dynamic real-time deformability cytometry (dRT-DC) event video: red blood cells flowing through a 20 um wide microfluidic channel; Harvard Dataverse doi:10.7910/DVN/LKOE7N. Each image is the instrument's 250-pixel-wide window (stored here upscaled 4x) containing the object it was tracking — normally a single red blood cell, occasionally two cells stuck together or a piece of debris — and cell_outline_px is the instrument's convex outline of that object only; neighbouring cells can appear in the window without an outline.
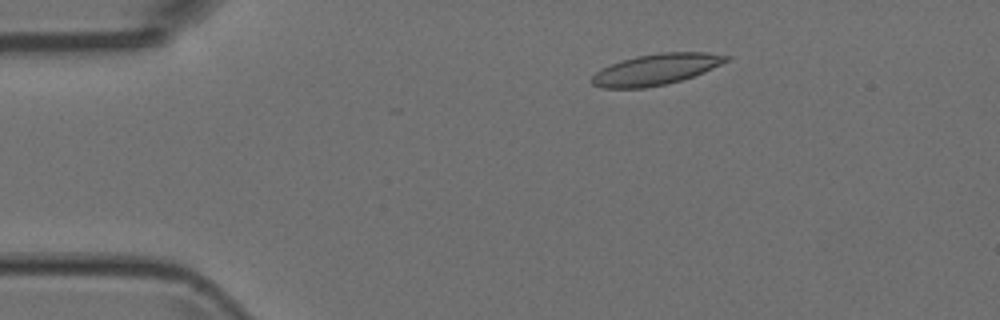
{"species": "Egyptian fruit bat (a non-hibernating species)", "species_latin": "Rousettus aegyptiacus", "temperature_condition": "room temperature", "stored_images_in_passage": 50, "camera_frame_rate_fps": 3000, "um_per_image_px": 0.085, "animal": {"sex": "female"}, "frame": {"image": 1, "passage_image": 8, "time_ms": 2.333, "image_size_px": [1000, 320], "cell_outline_px": [[732, 56], [728, 60], [704, 72], [668, 84], [644, 88], [600, 88], [592, 84], [588, 80], [600, 68], [620, 60], [636, 56], [660, 52], [708, 52]], "centroid_in_image_um": [55.7, 5.9], "position_along_channel_um": 29.3, "area_um2": 24.51}}
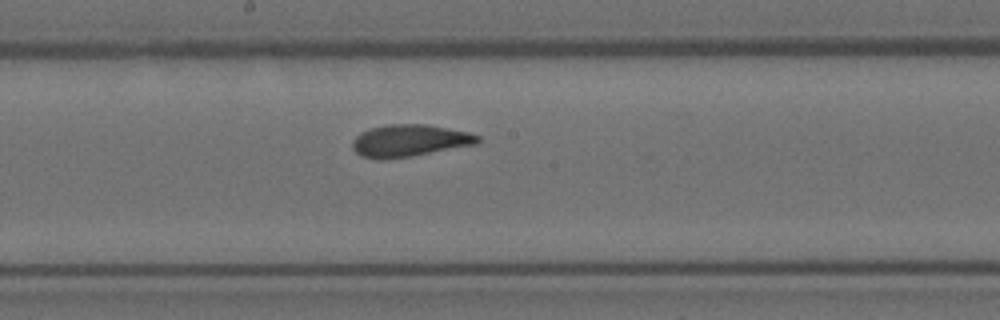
{"frame": {"image": 2, "passage_image": 26, "time_ms": 8.333, "image_size_px": [1000, 320], "cell_outline_px": [[480, 140], [476, 144], [408, 156], [384, 160], [380, 160], [360, 156], [352, 148], [352, 140], [360, 132], [368, 128], [388, 124], [428, 124], [468, 132], [480, 136]], "centroid_in_image_um": [34.75, 11.94], "position_along_channel_um": 213.5, "area_um2": 23.41}}
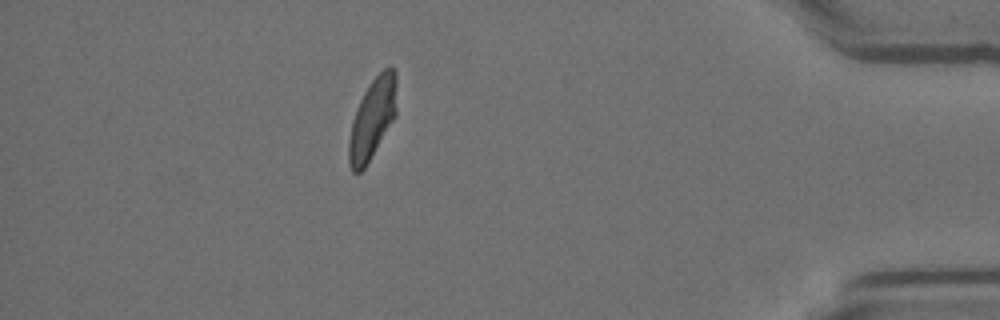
{"frame": {"image": 3, "passage_image": 44, "time_ms": 14.333, "image_size_px": [1000, 320], "cell_outline_px": [[396, 116], [364, 168], [360, 172], [352, 172], [348, 164], [348, 140], [352, 120], [360, 100], [368, 84], [388, 64], [392, 64], [396, 72]], "centroid_in_image_um": [31.65, 10.05], "position_along_channel_um": 403.5, "area_um2": 22.6}}